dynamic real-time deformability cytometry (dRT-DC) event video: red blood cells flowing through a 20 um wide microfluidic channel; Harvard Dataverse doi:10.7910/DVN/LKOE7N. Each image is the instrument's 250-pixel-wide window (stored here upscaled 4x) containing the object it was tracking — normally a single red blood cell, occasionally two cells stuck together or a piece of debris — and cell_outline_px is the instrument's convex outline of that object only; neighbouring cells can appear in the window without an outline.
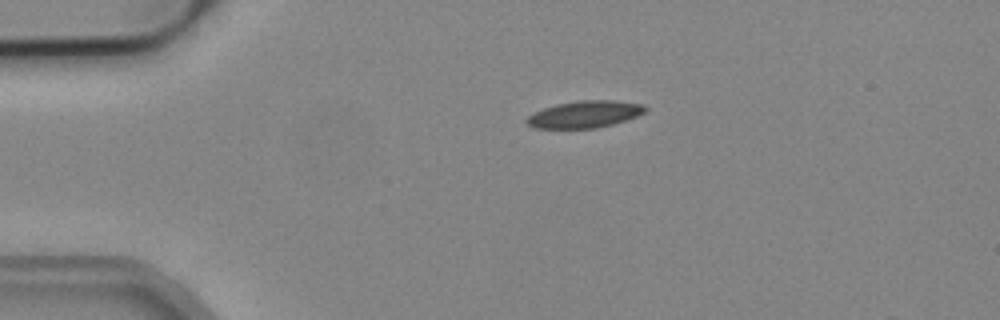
{"species": "common noctule bat (a hibernating species)", "species_latin": "Nyctalus noctula", "temperature_condition": "cold", "stored_images_in_passage": 3, "camera_frame_rate_fps": 3000, "um_per_image_px": 0.085, "animal": {"sex": "male", "body_mass_g": 19.2, "forearm_length_mm": 51.8}, "frame": {"image": 1, "passage_image": 1, "time_ms": 0.0, "image_size_px": [1000, 320], "cell_outline_px": [[648, 108], [644, 112], [636, 116], [612, 124], [596, 128], [532, 128], [524, 120], [528, 116], [544, 108], [556, 104], [580, 100], [616, 100], [644, 104]], "centroid_in_image_um": [49.7, 9.71], "position_along_channel_um": 35.3, "area_um2": 18.55}}
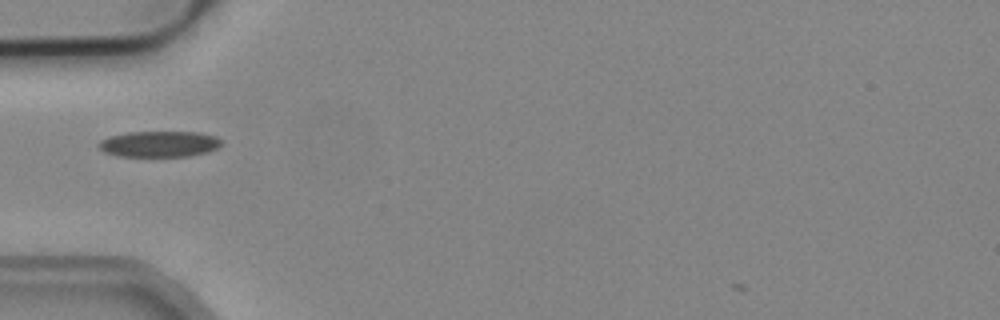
{"frame": {"image": 2, "passage_image": 3, "time_ms": 0.667, "image_size_px": [1000, 320], "cell_outline_px": [[220, 144], [216, 148], [208, 152], [188, 156], [120, 156], [104, 152], [96, 144], [100, 140], [108, 136], [128, 132], [200, 132], [216, 136], [220, 140]], "centroid_in_image_um": [13.5, 12.23], "position_along_channel_um": 71.5, "area_um2": 18.55}}